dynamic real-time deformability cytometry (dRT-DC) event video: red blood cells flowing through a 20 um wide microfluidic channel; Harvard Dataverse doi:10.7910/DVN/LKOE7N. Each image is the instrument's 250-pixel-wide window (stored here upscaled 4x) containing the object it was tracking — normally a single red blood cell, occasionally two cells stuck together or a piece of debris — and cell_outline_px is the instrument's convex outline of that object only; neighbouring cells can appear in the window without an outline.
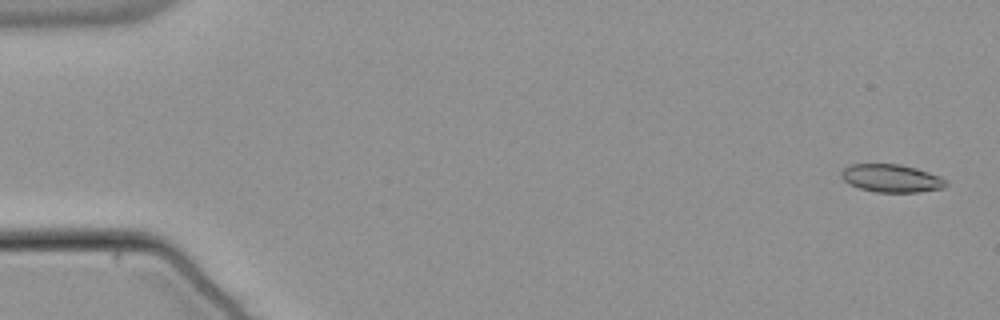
{"species": "common noctule bat (a hibernating species)", "species_latin": "Nyctalus noctula", "temperature_condition": "warm", "stored_images_in_passage": 56, "camera_frame_rate_fps": 3000, "um_per_image_px": 0.085, "animal": {"sex": "male", "body_mass_g": 21.5, "forearm_length_mm": 52.0}, "frame": {"image": 1, "passage_image": 2, "time_ms": 0.333, "image_size_px": [1000, 320], "cell_outline_px": [[948, 184], [944, 188], [916, 192], [876, 192], [860, 188], [848, 184], [840, 176], [840, 172], [844, 168], [852, 164], [900, 164], [916, 168], [940, 176], [948, 180]], "centroid_in_image_um": [75.78, 15.15], "position_along_channel_um": 9.2, "area_um2": 17.11}}
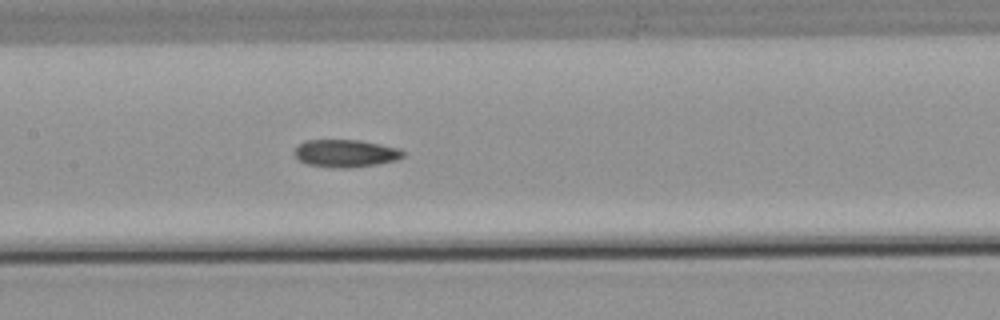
{"frame": {"image": 2, "passage_image": 27, "time_ms": 8.667, "image_size_px": [1000, 320], "cell_outline_px": [[404, 156], [396, 160], [376, 164], [352, 168], [336, 168], [308, 164], [300, 160], [292, 152], [296, 144], [304, 140], [360, 140], [400, 148], [404, 152]], "centroid_in_image_um": [29.34, 13.02], "position_along_channel_um": 178.1, "area_um2": 17.63}}
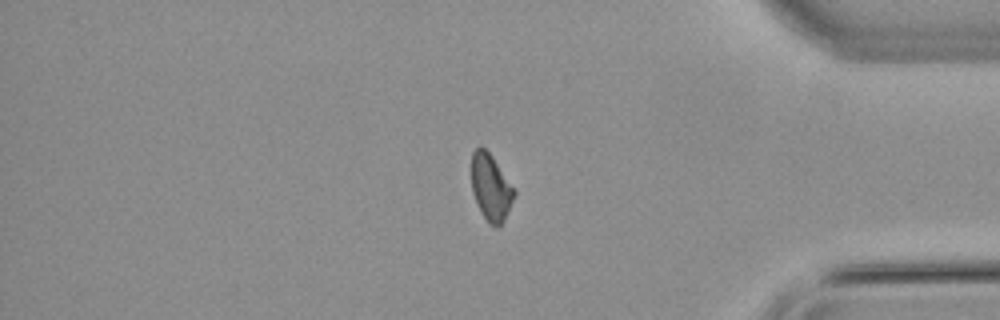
{"frame": {"image": 3, "passage_image": 46, "time_ms": 15.0, "image_size_px": [1000, 320], "cell_outline_px": [[516, 192], [504, 220], [496, 228], [488, 224], [480, 212], [472, 192], [472, 152], [480, 144], [492, 156], [516, 188]], "centroid_in_image_um": [41.73, 15.93], "position_along_channel_um": 393.5, "area_um2": 16.76}, "authors_computed_cell_mechanics": {"area_um2": 17.2533, "velocity_mm_per_s": 3.8056, "shape_relaxation_time_tau1_ms": null, "shape_relaxation_time_tau2_ms": 5.5012, "deformation_change_tau1": null, "deformation_change_tau2": 0.1239}}